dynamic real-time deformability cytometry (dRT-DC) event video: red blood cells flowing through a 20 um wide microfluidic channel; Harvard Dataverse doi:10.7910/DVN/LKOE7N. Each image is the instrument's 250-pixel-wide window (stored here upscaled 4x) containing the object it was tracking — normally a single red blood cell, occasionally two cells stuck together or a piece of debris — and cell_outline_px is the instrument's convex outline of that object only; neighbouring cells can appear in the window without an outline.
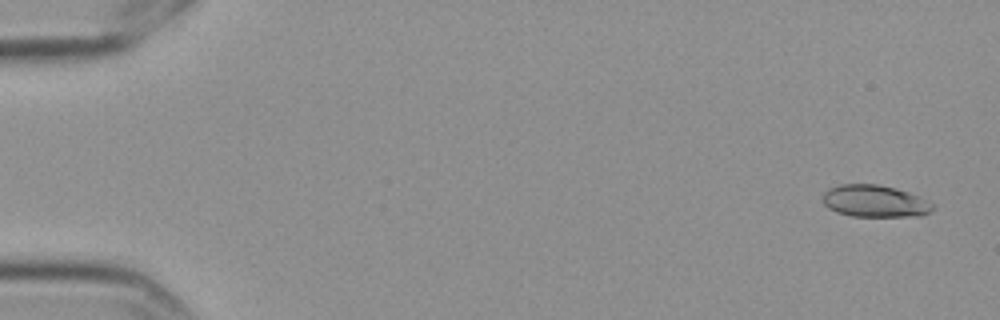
{"species": "Egyptian fruit bat (a non-hibernating species)", "species_latin": "Rousettus aegyptiacus", "temperature_condition": "cold", "stored_images_in_passage": 8, "camera_frame_rate_fps": 3000, "um_per_image_px": 0.085, "frame": {"image": 1, "passage_image": 1, "time_ms": 0.0, "image_size_px": [1000, 320], "cell_outline_px": [[932, 208], [928, 212], [920, 216], [852, 216], [836, 212], [828, 208], [824, 204], [824, 192], [828, 188], [840, 184], [876, 184], [896, 188], [908, 192], [932, 204]], "centroid_in_image_um": [74.29, 17.09], "position_along_channel_um": 10.7, "area_um2": 20.23}}
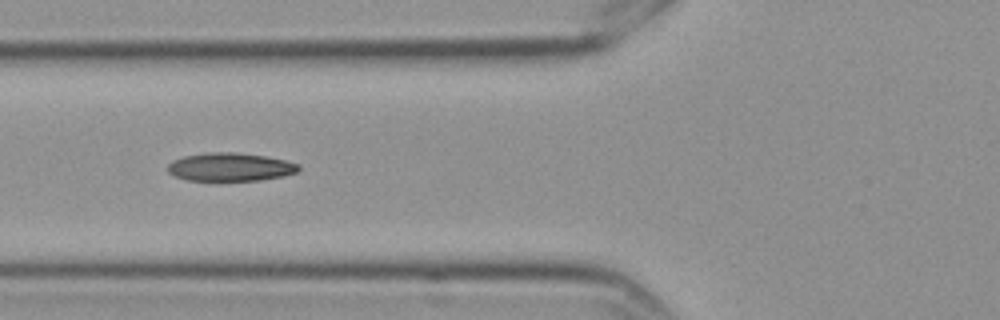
{"frame": {"image": 2, "passage_image": 7, "time_ms": 2.0, "image_size_px": [1000, 320], "cell_outline_px": [[300, 168], [296, 172], [284, 176], [260, 180], [188, 180], [176, 176], [168, 172], [168, 164], [172, 160], [184, 156], [208, 152], [236, 152], [264, 156], [284, 160], [300, 164]], "centroid_in_image_um": [19.57, 14.18], "position_along_channel_um": 106.2, "area_um2": 21.44}}
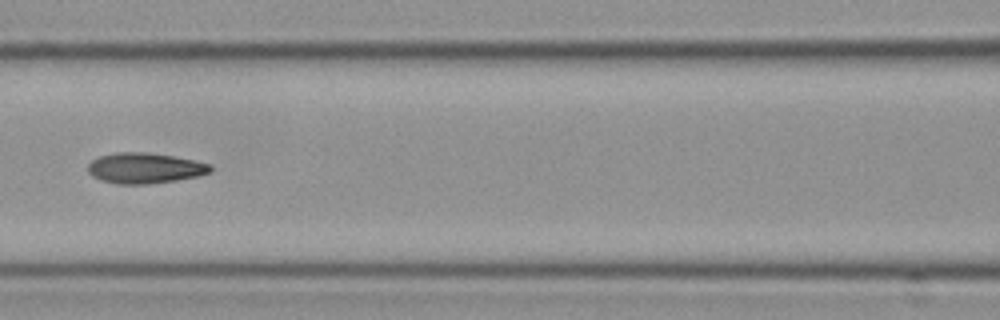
{"frame": {"image": 3, "passage_image": 8, "time_ms": 2.333, "image_size_px": [1000, 320], "cell_outline_px": [[212, 172], [196, 176], [176, 180], [148, 184], [116, 184], [100, 180], [92, 176], [88, 172], [88, 164], [92, 160], [100, 156], [116, 152], [148, 152], [172, 156], [212, 164]], "centroid_in_image_um": [12.29, 14.29], "position_along_channel_um": 154.3, "area_um2": 21.85}}